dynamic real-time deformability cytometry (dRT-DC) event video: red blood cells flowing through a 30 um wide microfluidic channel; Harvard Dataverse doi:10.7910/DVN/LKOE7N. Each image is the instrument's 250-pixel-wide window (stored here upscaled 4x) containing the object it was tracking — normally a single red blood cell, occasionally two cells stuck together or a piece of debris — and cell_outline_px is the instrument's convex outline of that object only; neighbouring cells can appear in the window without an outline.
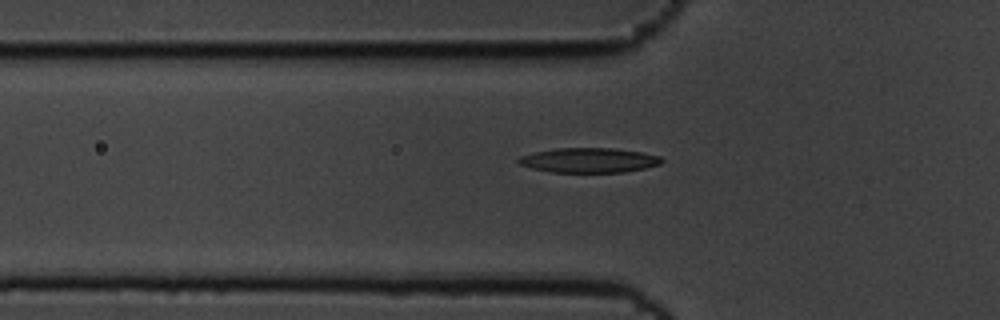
{"species": "common noctule bat (a hibernating species)", "species_latin": "Nyctalus noctula", "temperature_condition": "cold", "stored_images_in_passage": 54, "camera_frame_rate_fps": 3000, "um_per_image_px": 0.085, "animal": {"sex": "male", "body_mass_g": 19.5, "forearm_length_mm": 54.6}, "frame": {"image": 1, "passage_image": 20, "time_ms": 6.333, "image_size_px": [1000, 320], "cell_outline_px": [[664, 160], [660, 164], [644, 168], [624, 172], [552, 172], [532, 168], [520, 164], [516, 160], [520, 156], [536, 152], [556, 148], [616, 148], [644, 152], [660, 156]], "centroid_in_image_um": [50.1, 13.61], "position_along_channel_um": 75.7, "area_um2": 20.63}}
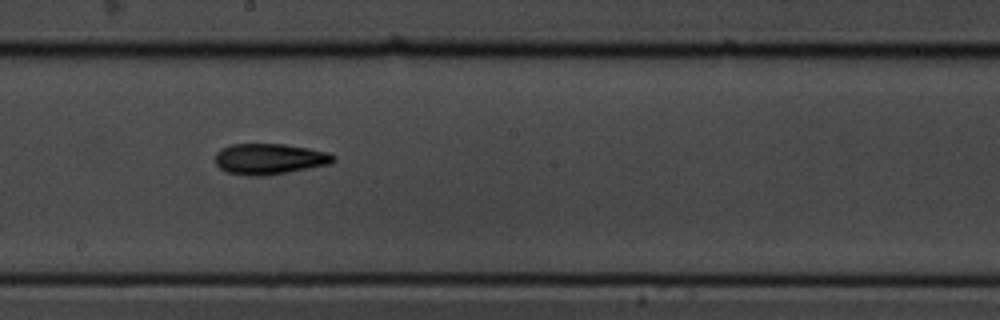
{"frame": {"image": 2, "passage_image": 33, "time_ms": 10.667, "image_size_px": [1000, 320], "cell_outline_px": [[336, 160], [332, 164], [288, 172], [264, 176], [248, 176], [228, 172], [220, 168], [216, 164], [216, 152], [220, 148], [232, 144], [284, 144], [308, 148], [328, 152], [336, 156]], "centroid_in_image_um": [22.93, 13.51], "position_along_channel_um": 225.3, "area_um2": 21.39}}
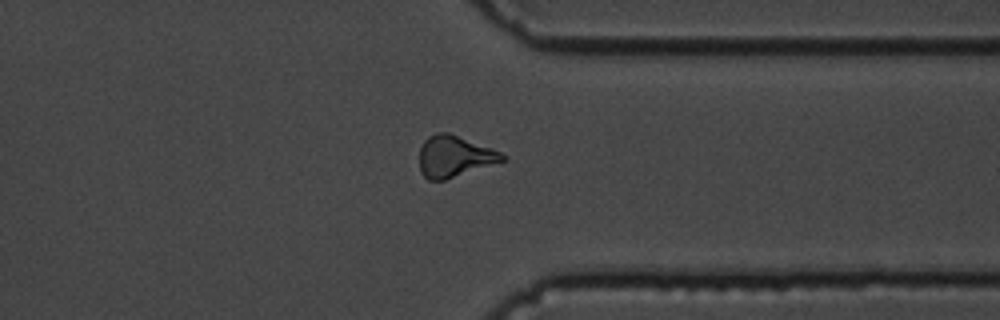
{"frame": {"image": 3, "passage_image": 46, "time_ms": 15.0, "image_size_px": [1000, 320], "cell_outline_px": [[504, 160], [444, 180], [428, 180], [420, 172], [420, 148], [424, 140], [428, 136], [436, 132], [448, 132], [492, 148], [500, 152], [504, 156]], "centroid_in_image_um": [38.57, 13.28], "position_along_channel_um": 372.8, "area_um2": 19.71}}